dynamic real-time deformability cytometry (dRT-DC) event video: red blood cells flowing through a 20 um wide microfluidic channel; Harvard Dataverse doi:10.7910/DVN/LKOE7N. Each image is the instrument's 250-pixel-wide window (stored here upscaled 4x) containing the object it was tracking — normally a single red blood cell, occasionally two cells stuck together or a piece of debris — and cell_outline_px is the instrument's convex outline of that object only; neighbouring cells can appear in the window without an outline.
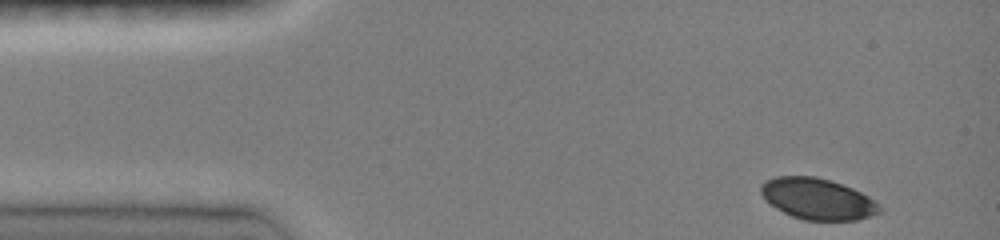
{"species": "common noctule bat (a hibernating species)", "species_latin": "Nyctalus noctula", "temperature_condition": "room temperature", "stored_images_in_passage": 15, "camera_frame_rate_fps": 3000, "um_per_image_px": 0.085, "animal": {"sex": "female", "body_mass_g": 19.0, "forearm_length_mm": 51.5}, "frame": {"image": 1, "passage_image": 1, "time_ms": 0.0, "image_size_px": [1000, 240], "cell_outline_px": [[884, 212], [856, 220], [804, 220], [792, 216], [776, 208], [764, 200], [760, 192], [760, 184], [776, 176], [816, 176], [852, 188], [868, 196], [880, 204], [884, 208]], "centroid_in_image_um": [69.51, 16.91], "position_along_channel_um": 15.5, "area_um2": 28.61}}
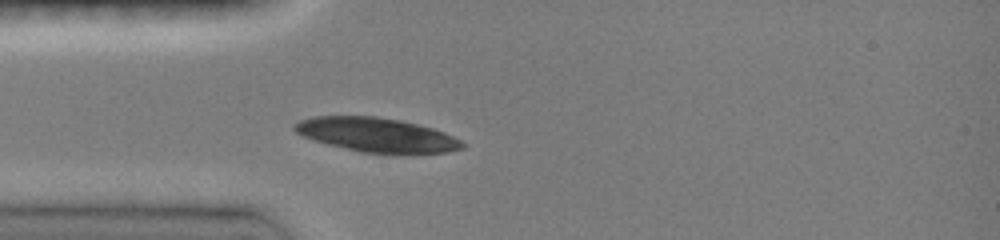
{"frame": {"image": 2, "passage_image": 12, "time_ms": 3.0, "image_size_px": [1000, 240], "cell_outline_px": [[468, 144], [464, 148], [448, 152], [404, 156], [360, 152], [312, 140], [296, 132], [292, 128], [292, 124], [300, 120], [312, 116], [376, 116], [400, 120], [420, 124], [444, 132]], "centroid_in_image_um": [32.07, 11.5], "position_along_channel_um": 52.9, "area_um2": 34.45}}